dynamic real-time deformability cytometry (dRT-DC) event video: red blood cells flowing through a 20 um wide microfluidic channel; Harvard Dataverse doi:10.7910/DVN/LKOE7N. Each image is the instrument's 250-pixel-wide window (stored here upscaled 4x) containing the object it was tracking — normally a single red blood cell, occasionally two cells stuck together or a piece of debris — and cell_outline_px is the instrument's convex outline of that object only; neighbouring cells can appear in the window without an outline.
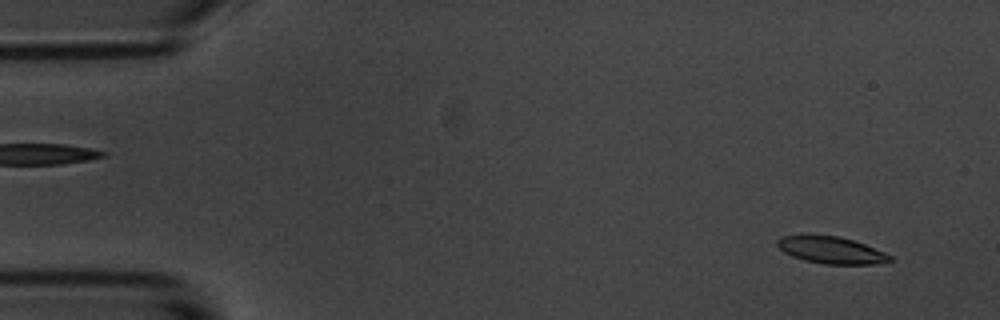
{"species": "common noctule bat (a hibernating species)", "species_latin": "Nyctalus noctula", "temperature_condition": "room temperature", "stored_images_in_passage": 55, "camera_frame_rate_fps": 3000, "um_per_image_px": 0.085, "animal": {"sex": "male", "body_mass_g": 20.1, "forearm_length_mm": 53.5}, "frame": {"image": 1, "passage_image": 3, "time_ms": 0.667, "image_size_px": [1000, 320], "cell_outline_px": [[892, 260], [876, 264], [824, 264], [804, 260], [792, 256], [784, 252], [776, 244], [776, 240], [784, 236], [836, 236], [852, 240], [864, 244], [884, 252], [892, 256]], "centroid_in_image_um": [70.66, 21.28], "position_along_channel_um": 14.3, "area_um2": 17.28}}
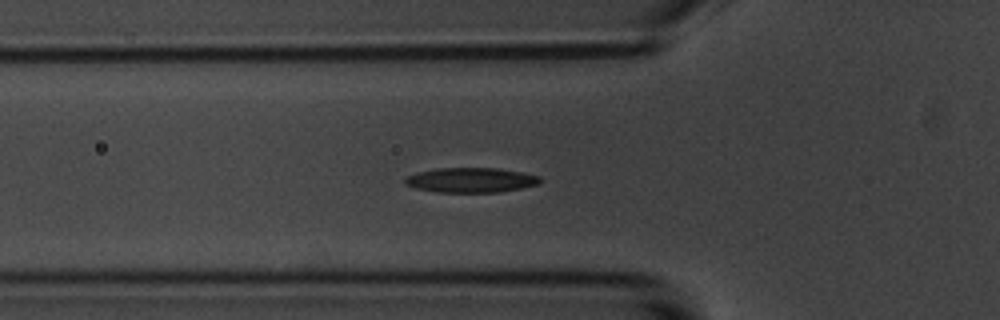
{"frame": {"image": 2, "passage_image": 18, "time_ms": 5.667, "image_size_px": [1000, 320], "cell_outline_px": [[540, 184], [500, 192], [436, 192], [416, 188], [404, 184], [404, 180], [408, 176], [416, 172], [436, 168], [496, 168], [520, 172], [540, 176]], "centroid_in_image_um": [40.0, 15.3], "position_along_channel_um": 85.8, "area_um2": 19.48}}
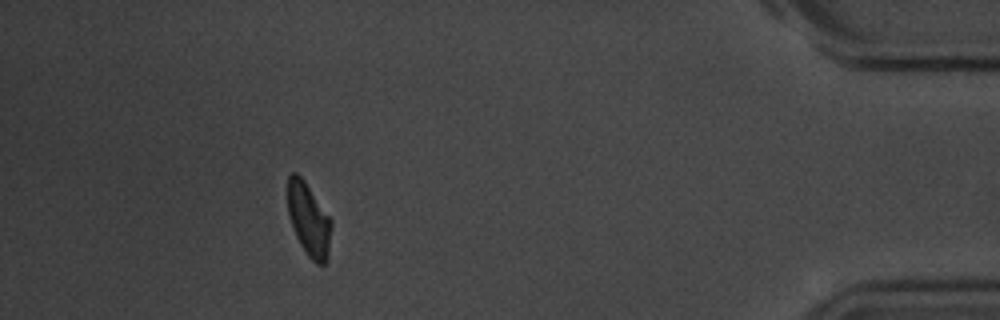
{"frame": {"image": 3, "passage_image": 50, "time_ms": 16.333, "image_size_px": [1000, 320], "cell_outline_px": [[332, 224], [328, 260], [324, 264], [316, 264], [308, 256], [300, 244], [296, 236], [288, 216], [288, 176], [292, 172], [296, 172], [304, 180], [332, 220]], "centroid_in_image_um": [26.25, 18.68], "position_along_channel_um": 408.9, "area_um2": 18.67}, "authors_computed_cell_mechanics": {"area_um2": 19.1896, "velocity_mm_per_s": 3.5515, "shape_relaxation_time_tau1_ms": 2.483, "shape_relaxation_time_tau2_ms": 7.0878, "deformation_change_tau1": 0.1119, "deformation_change_tau2": 0.1526}}